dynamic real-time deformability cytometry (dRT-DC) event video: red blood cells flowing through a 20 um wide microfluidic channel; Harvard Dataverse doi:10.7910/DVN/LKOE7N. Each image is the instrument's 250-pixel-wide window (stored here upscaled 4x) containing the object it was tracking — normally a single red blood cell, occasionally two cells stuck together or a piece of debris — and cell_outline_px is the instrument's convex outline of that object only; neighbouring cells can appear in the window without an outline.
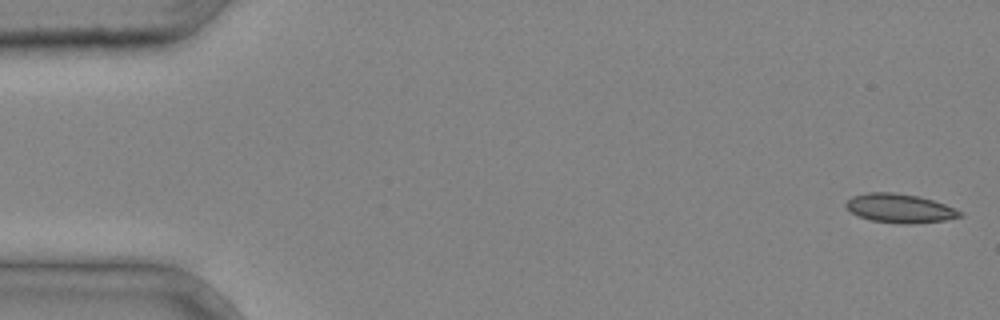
{"species": "common noctule bat (a hibernating species)", "species_latin": "Nyctalus noctula", "temperature_condition": "cold", "stored_images_in_passage": 4, "segment_of_instrument_passage": [1, 2], "camera_frame_rate_fps": 3000, "um_per_image_px": 0.085, "animal": {"sex": "male", "body_mass_g": 20.4}, "frame": {"image": 1, "passage_image": 1, "time_ms": 0.0, "image_size_px": [1000, 320], "cell_outline_px": [[964, 216], [944, 220], [908, 224], [900, 224], [872, 220], [860, 216], [852, 212], [844, 204], [852, 196], [868, 192], [892, 192], [920, 196], [956, 208], [964, 212]], "centroid_in_image_um": [76.52, 17.7], "position_along_channel_um": 8.5, "area_um2": 19.19}}
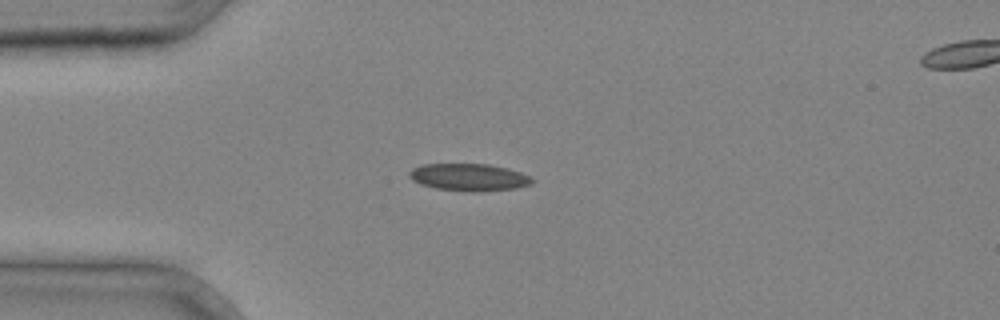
{"frame": {"image": 2, "passage_image": 3, "time_ms": 0.667, "image_size_px": [1000, 320], "cell_outline_px": [[536, 180], [532, 184], [516, 188], [480, 192], [472, 192], [436, 188], [420, 184], [412, 180], [408, 176], [408, 172], [412, 168], [420, 164], [488, 164], [508, 168], [520, 172]], "centroid_in_image_um": [39.85, 15.06], "position_along_channel_um": 45.1, "area_um2": 19.71}}